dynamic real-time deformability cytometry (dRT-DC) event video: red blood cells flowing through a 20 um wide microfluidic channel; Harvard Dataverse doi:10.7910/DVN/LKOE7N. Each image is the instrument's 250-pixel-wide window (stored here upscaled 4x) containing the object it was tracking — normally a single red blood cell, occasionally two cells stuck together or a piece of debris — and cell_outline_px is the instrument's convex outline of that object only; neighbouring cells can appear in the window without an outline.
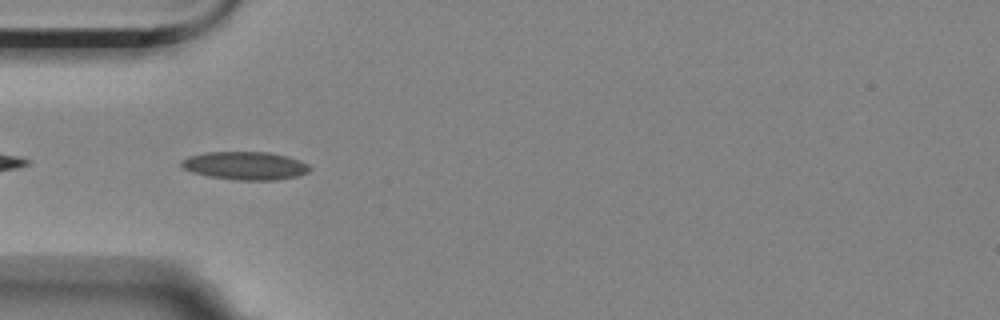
{"species": "Egyptian fruit bat (a non-hibernating species)", "species_latin": "Rousettus aegyptiacus", "temperature_condition": "room temperature", "stored_images_in_passage": 11, "camera_frame_rate_fps": 3000, "um_per_image_px": 0.085, "animal": {"sex": "female"}, "frame": {"image": 1, "passage_image": 2, "time_ms": 0.333, "image_size_px": [1000, 320], "cell_outline_px": [[312, 168], [308, 172], [296, 176], [276, 180], [236, 180], [208, 176], [192, 172], [184, 168], [180, 164], [180, 160], [188, 156], [204, 152], [268, 152], [288, 156], [300, 160], [308, 164]], "centroid_in_image_um": [20.84, 14.08], "position_along_channel_um": 64.2, "area_um2": 21.15}}
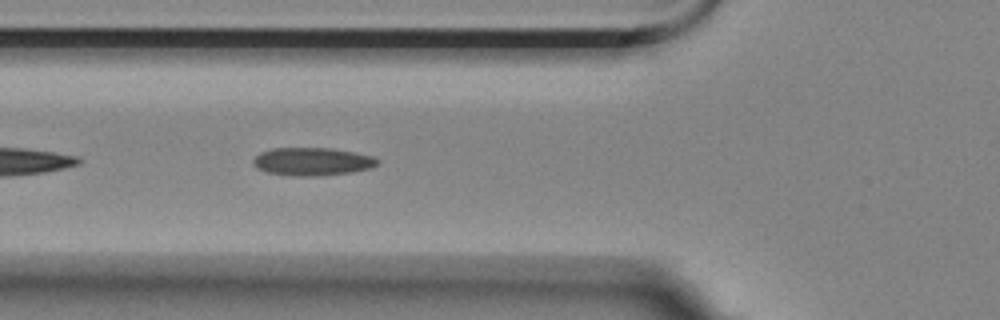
{"frame": {"image": 2, "passage_image": 5, "time_ms": 1.333, "image_size_px": [1000, 320], "cell_outline_px": [[380, 164], [372, 168], [348, 172], [316, 176], [296, 176], [268, 172], [256, 168], [252, 164], [252, 160], [260, 152], [272, 148], [332, 148], [372, 156], [380, 160]], "centroid_in_image_um": [26.54, 13.72], "position_along_channel_um": 99.3, "area_um2": 20.23}}